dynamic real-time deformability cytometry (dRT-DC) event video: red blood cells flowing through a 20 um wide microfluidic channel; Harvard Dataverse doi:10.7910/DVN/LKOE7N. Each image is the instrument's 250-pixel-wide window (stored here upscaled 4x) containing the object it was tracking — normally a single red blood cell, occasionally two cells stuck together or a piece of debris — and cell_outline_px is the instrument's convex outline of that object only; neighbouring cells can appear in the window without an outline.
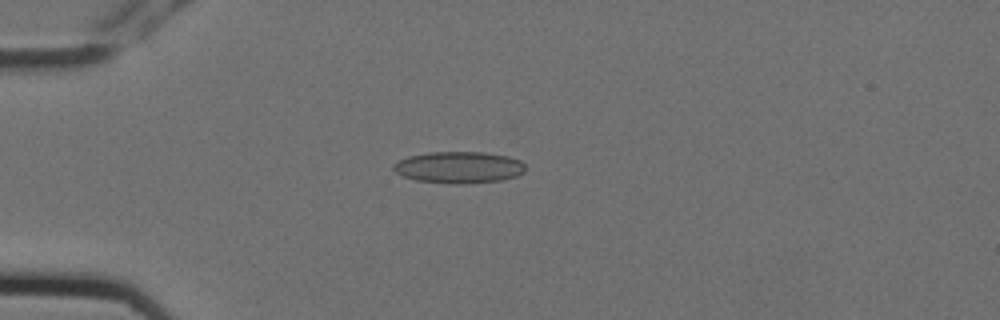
{"species": "Egyptian fruit bat (a non-hibernating species)", "species_latin": "Rousettus aegyptiacus", "temperature_condition": "cold", "stored_images_in_passage": 5, "camera_frame_rate_fps": 3000, "um_per_image_px": 0.085, "animal": {"sex": "female"}, "frame": {"image": 1, "passage_image": 4, "time_ms": 1.0, "image_size_px": [1000, 320], "cell_outline_px": [[524, 172], [516, 176], [500, 180], [464, 184], [448, 184], [416, 180], [404, 176], [396, 172], [392, 168], [392, 164], [408, 156], [428, 152], [484, 152], [508, 156], [520, 160], [524, 164]], "centroid_in_image_um": [38.99, 14.22], "position_along_channel_um": 46.0, "area_um2": 24.39}}